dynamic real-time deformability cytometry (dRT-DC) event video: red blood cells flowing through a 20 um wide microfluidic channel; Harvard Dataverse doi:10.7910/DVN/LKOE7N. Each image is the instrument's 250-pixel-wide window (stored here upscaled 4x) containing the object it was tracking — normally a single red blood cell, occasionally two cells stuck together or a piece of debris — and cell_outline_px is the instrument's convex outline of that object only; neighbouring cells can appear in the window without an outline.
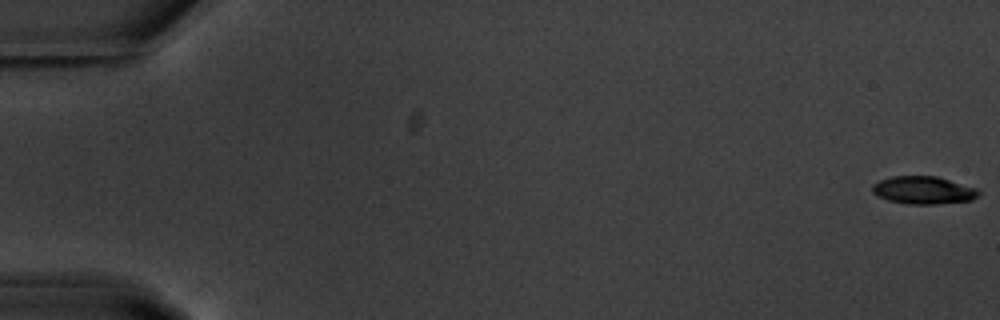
{"species": "common noctule bat (a hibernating species)", "species_latin": "Nyctalus noctula", "temperature_condition": "warm", "stored_images_in_passage": 56, "camera_frame_rate_fps": 3000, "um_per_image_px": 0.085, "animal": {"sex": "male", "body_mass_g": 20.1, "forearm_length_mm": 53.5}, "frame": {"image": 1, "passage_image": 1, "time_ms": 0.0, "image_size_px": [1000, 320], "cell_outline_px": [[980, 196], [972, 200], [936, 204], [908, 204], [888, 200], [876, 196], [872, 192], [872, 184], [880, 180], [892, 176], [936, 176], [976, 188], [980, 192]], "centroid_in_image_um": [78.47, 16.17], "position_along_channel_um": 6.5, "area_um2": 17.22}}
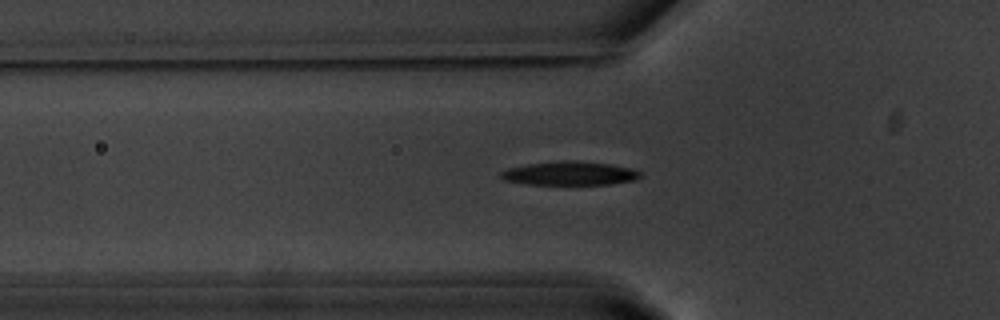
{"frame": {"image": 2, "passage_image": 20, "time_ms": 6.333, "image_size_px": [1000, 320], "cell_outline_px": [[640, 176], [636, 180], [612, 184], [528, 184], [504, 180], [500, 176], [500, 172], [508, 168], [528, 164], [564, 160], [576, 160], [612, 164], [632, 168], [640, 172]], "centroid_in_image_um": [48.45, 14.73], "position_along_channel_um": 77.3, "area_um2": 19.31}}
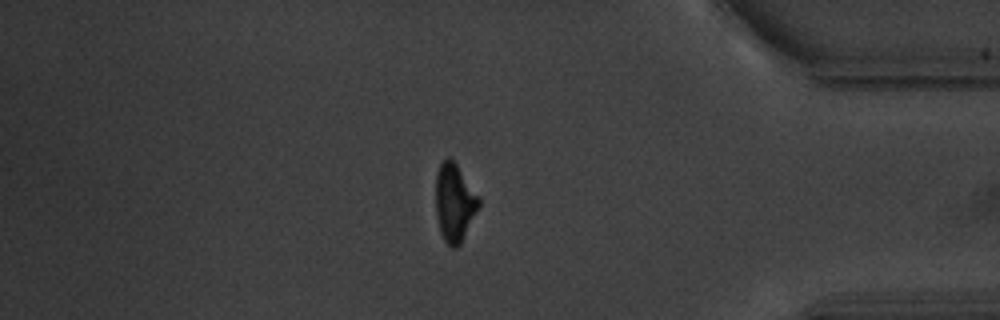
{"frame": {"image": 3, "passage_image": 48, "time_ms": 15.667, "image_size_px": [1000, 320], "cell_outline_px": [[480, 204], [460, 244], [456, 248], [452, 248], [444, 240], [440, 232], [436, 216], [436, 172], [440, 164], [448, 156], [456, 164], [480, 196]], "centroid_in_image_um": [38.62, 17.21], "position_along_channel_um": 396.6, "area_um2": 19.48}, "authors_computed_cell_mechanics": {"area_um2": 19.1896, "velocity_mm_per_s": 3.7061, "shape_relaxation_time_tau1_ms": 2.3033, "shape_relaxation_time_tau2_ms": null, "deformation_change_tau1": 0.1513, "deformation_change_tau2": null}}